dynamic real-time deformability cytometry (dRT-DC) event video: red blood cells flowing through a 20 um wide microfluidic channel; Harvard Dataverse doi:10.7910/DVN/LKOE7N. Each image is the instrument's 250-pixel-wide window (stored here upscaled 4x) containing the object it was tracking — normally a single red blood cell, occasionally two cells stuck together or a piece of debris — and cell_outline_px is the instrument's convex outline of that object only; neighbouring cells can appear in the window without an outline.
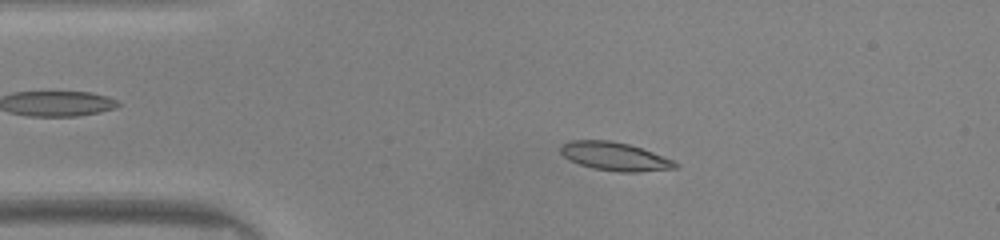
{"species": "common noctule bat (a hibernating species)", "species_latin": "Nyctalus noctula", "temperature_condition": "warm", "stored_images_in_passage": 47, "camera_frame_rate_fps": 3000, "um_per_image_px": 0.085, "animal": {"sex": "male", "body_mass_g": 20.0, "forearm_length_mm": 53.3}, "frame": {"image": 1, "passage_image": 8, "time_ms": 2.333, "image_size_px": [1000, 240], "cell_outline_px": [[680, 164], [676, 168], [636, 172], [620, 172], [592, 168], [580, 164], [564, 156], [560, 152], [560, 144], [568, 140], [612, 140], [628, 144], [652, 152], [672, 160]], "centroid_in_image_um": [52.22, 13.28], "position_along_channel_um": 32.8, "area_um2": 18.84}}
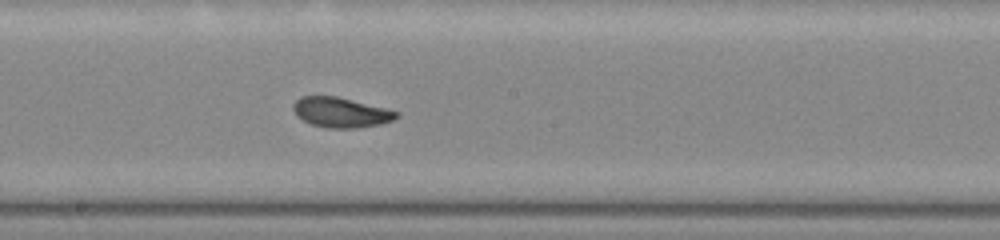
{"frame": {"image": 2, "passage_image": 24, "time_ms": 7.667, "image_size_px": [1000, 240], "cell_outline_px": [[400, 116], [392, 120], [380, 124], [356, 128], [328, 128], [312, 124], [296, 116], [292, 108], [292, 104], [300, 96], [336, 96], [400, 112]], "centroid_in_image_um": [28.95, 9.55], "position_along_channel_um": 219.3, "area_um2": 17.98}}
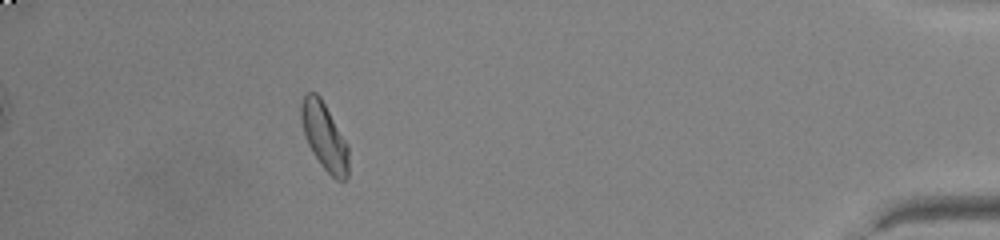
{"frame": {"image": 3, "passage_image": 42, "time_ms": 13.667, "image_size_px": [1000, 240], "cell_outline_px": [[348, 176], [344, 180], [336, 180], [320, 164], [312, 152], [308, 144], [304, 132], [300, 116], [300, 104], [304, 92], [316, 92], [320, 96], [348, 144]], "centroid_in_image_um": [27.56, 11.56], "position_along_channel_um": 407.6, "area_um2": 18.61}, "authors_computed_cell_mechanics": {"area_um2": 18.3226, "velocity_mm_per_s": 4.1552, "shape_relaxation_time_tau1_ms": 5.2538, "shape_relaxation_time_tau2_ms": 1.1457, "deformation_change_tau1": 0.157, "deformation_change_tau2": 0.0569}}